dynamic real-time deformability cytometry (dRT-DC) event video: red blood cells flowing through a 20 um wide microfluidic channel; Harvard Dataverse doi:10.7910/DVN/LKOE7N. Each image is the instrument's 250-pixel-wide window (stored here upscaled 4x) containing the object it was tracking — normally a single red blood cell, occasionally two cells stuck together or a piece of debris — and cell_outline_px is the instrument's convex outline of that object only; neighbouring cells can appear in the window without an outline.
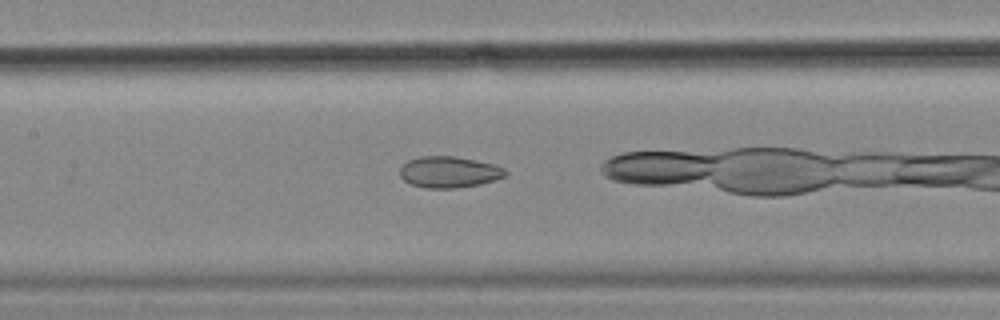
{"species": "common noctule bat (a hibernating species)", "species_latin": "Nyctalus noctula", "temperature_condition": "cold", "stored_images_in_passage": 28, "camera_frame_rate_fps": 3000, "um_per_image_px": 0.085, "animal": {"sex": "female", "body_mass_g": 18.4}, "frame": {"image": 1, "passage_image": 9, "time_ms": 2.667, "image_size_px": [1000, 320], "cell_outline_px": [[508, 172], [504, 176], [480, 184], [456, 188], [424, 188], [412, 184], [404, 180], [400, 176], [400, 168], [408, 160], [420, 156], [456, 156], [492, 164], [504, 168]], "centroid_in_image_um": [38.14, 14.62], "position_along_channel_um": 169.3, "area_um2": 19.07}}